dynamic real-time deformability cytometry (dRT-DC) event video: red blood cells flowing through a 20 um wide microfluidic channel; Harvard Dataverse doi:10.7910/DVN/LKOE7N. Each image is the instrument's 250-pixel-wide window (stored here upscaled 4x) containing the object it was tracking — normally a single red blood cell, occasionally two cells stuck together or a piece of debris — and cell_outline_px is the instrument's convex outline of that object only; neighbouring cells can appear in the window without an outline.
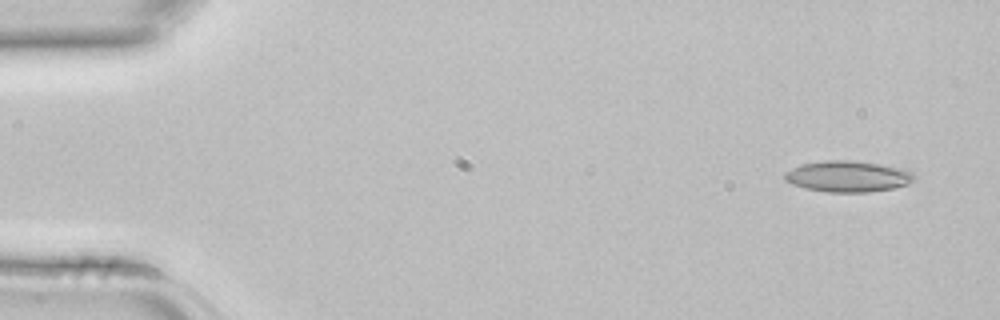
{"species": "common noctule bat (a hibernating species)", "species_latin": "Nyctalus noctula", "temperature_condition": "room temperature", "stored_images_in_passage": 5, "camera_frame_rate_fps": 3000, "um_per_image_px": 0.085, "animal": {"sex": "female", "body_mass_g": 22.7, "forearm_length_mm": 54.2}, "frame": {"image": 1, "passage_image": 1, "time_ms": 0.0, "image_size_px": [1000, 320], "cell_outline_px": [[916, 180], [908, 184], [896, 188], [868, 192], [828, 192], [804, 188], [792, 184], [784, 180], [784, 172], [792, 168], [804, 164], [824, 160], [852, 160], [880, 164], [900, 168], [912, 172], [916, 176]], "centroid_in_image_um": [72.09, 15.0], "position_along_channel_um": 12.9, "area_um2": 23.64}}